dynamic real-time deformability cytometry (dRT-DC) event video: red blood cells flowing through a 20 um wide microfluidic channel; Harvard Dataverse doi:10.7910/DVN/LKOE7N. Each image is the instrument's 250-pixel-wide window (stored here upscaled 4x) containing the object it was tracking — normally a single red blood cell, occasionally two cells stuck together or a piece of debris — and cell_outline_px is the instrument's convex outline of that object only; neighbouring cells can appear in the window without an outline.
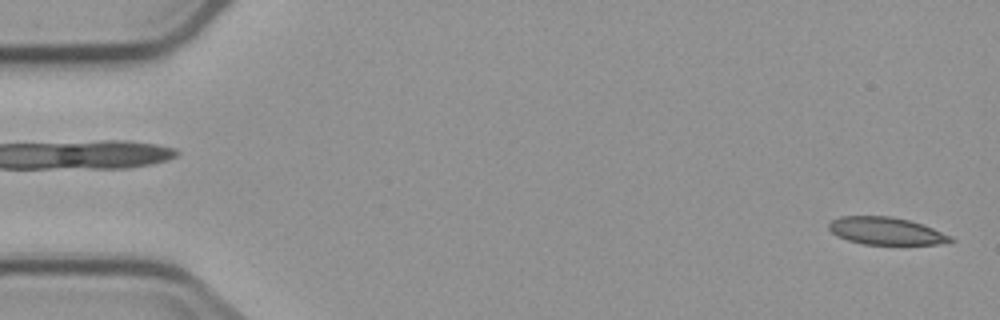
{"species": "common noctule bat (a hibernating species)", "species_latin": "Nyctalus noctula", "temperature_condition": "cold", "stored_images_in_passage": 6, "camera_frame_rate_fps": 3000, "um_per_image_px": 0.085, "animal": {"sex": "male", "body_mass_g": 23.1, "forearm_length_mm": 52.7}, "frame": {"image": 1, "passage_image": 6, "time_ms": 5.667, "image_size_px": [1000, 320], "cell_outline_px": [[956, 240], [940, 244], [864, 244], [848, 240], [836, 236], [828, 228], [828, 224], [832, 220], [840, 216], [892, 216], [908, 220], [932, 228], [952, 236]], "centroid_in_image_um": [75.29, 19.63], "position_along_channel_um": 9.7, "area_um2": 19.36}}